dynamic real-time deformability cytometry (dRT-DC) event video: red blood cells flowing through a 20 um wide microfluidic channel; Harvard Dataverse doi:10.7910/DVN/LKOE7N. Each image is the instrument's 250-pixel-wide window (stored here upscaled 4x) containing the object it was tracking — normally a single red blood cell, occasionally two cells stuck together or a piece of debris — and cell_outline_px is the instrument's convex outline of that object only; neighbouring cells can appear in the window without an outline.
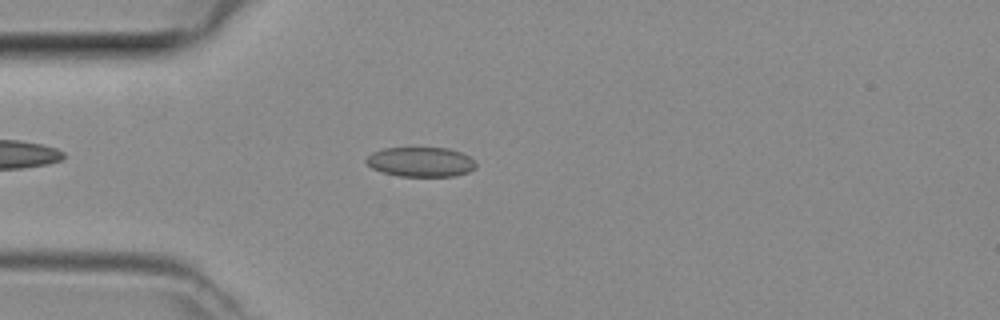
{"species": "common noctule bat (a hibernating species)", "species_latin": "Nyctalus noctula", "temperature_condition": "room temperature", "stored_images_in_passage": 40, "camera_frame_rate_fps": 3000, "um_per_image_px": 0.085, "animal": {"sex": "female", "body_mass_g": 29.2, "forearm_length_mm": 56.3}, "frame": {"image": 1, "passage_image": 6, "time_ms": 1.667, "image_size_px": [1000, 320], "cell_outline_px": [[476, 168], [468, 172], [456, 176], [400, 176], [384, 172], [372, 168], [364, 160], [372, 152], [384, 148], [448, 148], [460, 152], [468, 156], [476, 164]], "centroid_in_image_um": [35.76, 13.76], "position_along_channel_um": 49.2, "area_um2": 18.84}}
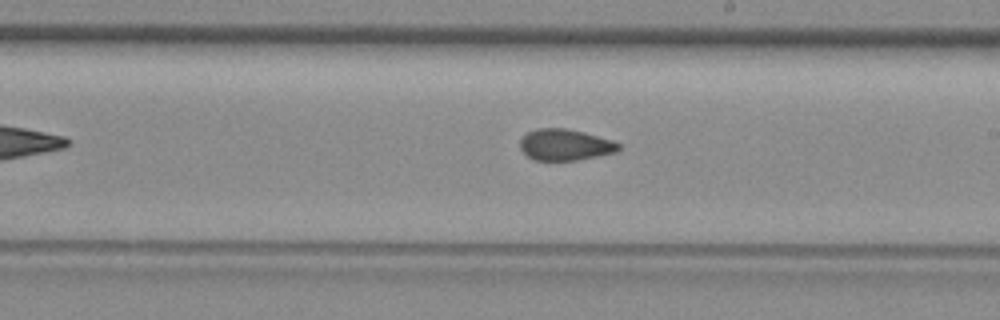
{"frame": {"image": 2, "passage_image": 20, "time_ms": 6.333, "image_size_px": [1000, 320], "cell_outline_px": [[620, 148], [616, 152], [576, 160], [532, 160], [520, 148], [520, 140], [528, 132], [540, 128], [564, 128], [584, 132], [612, 140], [620, 144]], "centroid_in_image_um": [48.03, 12.3], "position_along_channel_um": 241.0, "area_um2": 17.8}}
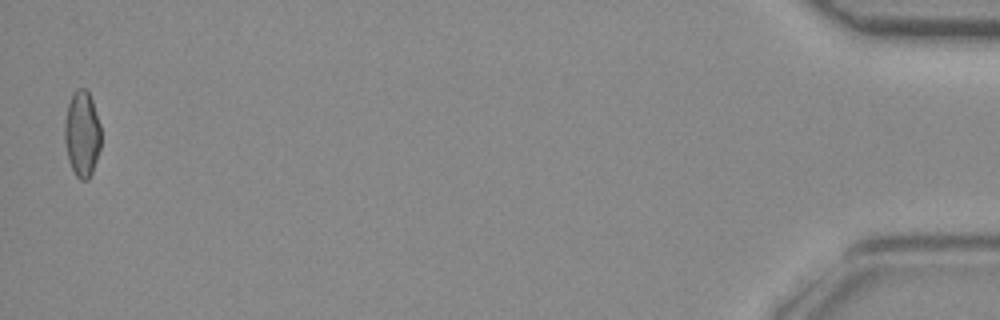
{"frame": {"image": 3, "passage_image": 40, "time_ms": 13.0, "image_size_px": [1000, 320], "cell_outline_px": [[100, 148], [92, 172], [88, 180], [80, 180], [76, 176], [68, 160], [64, 140], [64, 124], [68, 104], [72, 92], [76, 88], [84, 88], [88, 92], [92, 100], [100, 124]], "centroid_in_image_um": [6.96, 11.37], "position_along_channel_um": 428.2, "area_um2": 18.26}}